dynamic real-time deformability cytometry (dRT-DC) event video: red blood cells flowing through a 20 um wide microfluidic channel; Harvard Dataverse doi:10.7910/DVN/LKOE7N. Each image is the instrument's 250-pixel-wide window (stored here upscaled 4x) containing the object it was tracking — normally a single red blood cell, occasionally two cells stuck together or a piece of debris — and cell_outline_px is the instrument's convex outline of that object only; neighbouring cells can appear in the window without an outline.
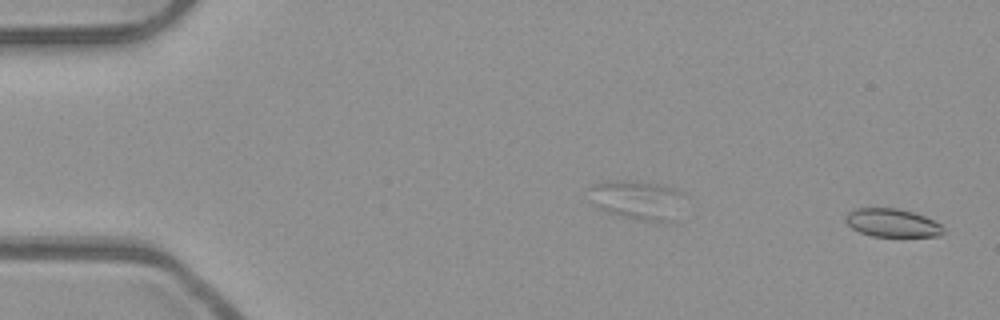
{"species": "common noctule bat (a hibernating species)", "species_latin": "Nyctalus noctula", "temperature_condition": "room temperature", "stored_images_in_passage": 46, "camera_frame_rate_fps": 3000, "um_per_image_px": 0.085, "animal": {"sex": "male", "body_mass_g": 23.1, "forearm_length_mm": 52.7}, "frame": {"image": 1, "passage_image": 1, "time_ms": 0.0, "image_size_px": [1000, 320], "cell_outline_px": [[944, 232], [940, 236], [872, 236], [860, 232], [852, 228], [844, 220], [844, 216], [852, 208], [896, 208], [912, 212], [924, 216], [940, 224], [944, 228]], "centroid_in_image_um": [75.8, 18.94], "position_along_channel_um": 9.2, "area_um2": 16.07}}
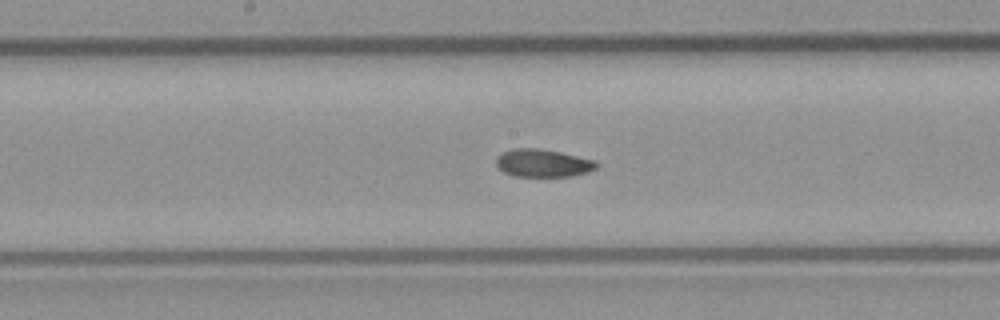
{"frame": {"image": 2, "passage_image": 27, "time_ms": 8.667, "image_size_px": [1000, 320], "cell_outline_px": [[600, 164], [596, 168], [588, 172], [572, 176], [516, 176], [504, 172], [496, 164], [496, 156], [500, 152], [512, 148], [540, 148], [560, 152], [596, 160]], "centroid_in_image_um": [46.15, 13.85], "position_along_channel_um": 202.0, "area_um2": 16.42}}
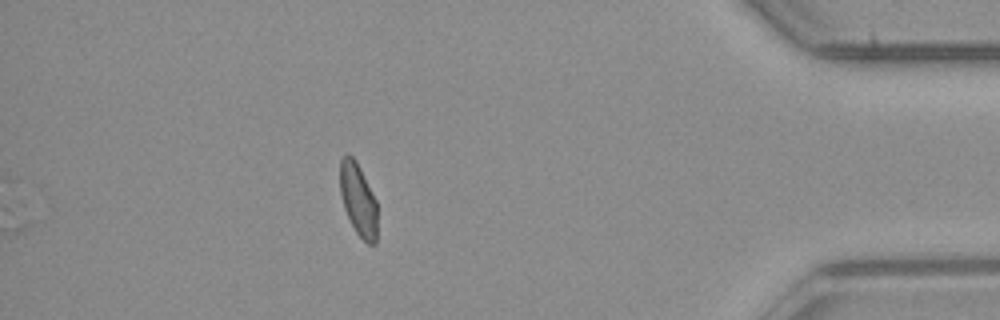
{"frame": {"image": 3, "passage_image": 46, "time_ms": 15.0, "image_size_px": [1000, 320], "cell_outline_px": [[376, 244], [368, 244], [356, 232], [344, 208], [340, 192], [340, 160], [348, 152], [356, 160], [376, 200]], "centroid_in_image_um": [30.43, 16.93], "position_along_channel_um": 404.8, "area_um2": 15.55}, "authors_computed_cell_mechanics": {"area_um2": 16.6175, "velocity_mm_per_s": 3.9445, "shape_relaxation_time_tau1_ms": null, "shape_relaxation_time_tau2_ms": 3.3751, "deformation_change_tau1": null, "deformation_change_tau2": 0.0712}}